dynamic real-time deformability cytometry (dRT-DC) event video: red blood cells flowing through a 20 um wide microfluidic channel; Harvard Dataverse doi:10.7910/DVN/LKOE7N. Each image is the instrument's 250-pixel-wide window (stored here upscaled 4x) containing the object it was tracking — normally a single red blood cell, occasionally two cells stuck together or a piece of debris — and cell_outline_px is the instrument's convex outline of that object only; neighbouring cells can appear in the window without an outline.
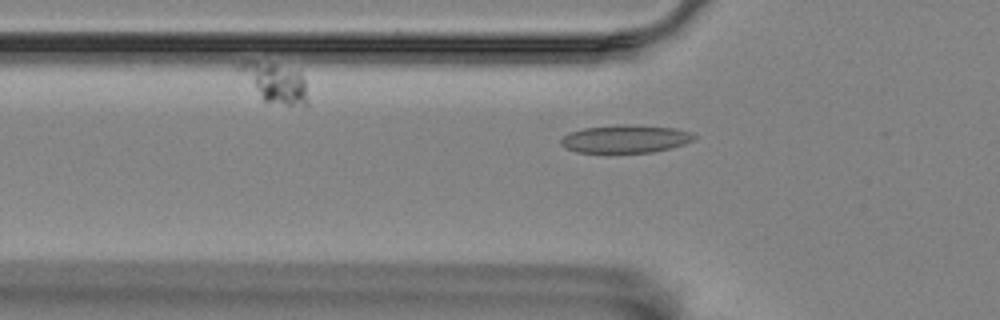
{"species": "Egyptian fruit bat (a non-hibernating species)", "species_latin": "Rousettus aegyptiacus", "temperature_condition": "room temperature", "stored_images_in_passage": 45, "camera_frame_rate_fps": 3000, "um_per_image_px": 0.085, "animal": {"sex": "female"}, "frame": {"image": 1, "passage_image": 6, "time_ms": 1.667, "image_size_px": [1000, 320], "cell_outline_px": [[696, 136], [692, 140], [684, 144], [652, 152], [576, 152], [560, 144], [560, 140], [568, 132], [584, 128], [616, 124], [636, 124], [676, 128], [692, 132]], "centroid_in_image_um": [53.16, 11.78], "position_along_channel_um": 72.6, "area_um2": 21.73}}
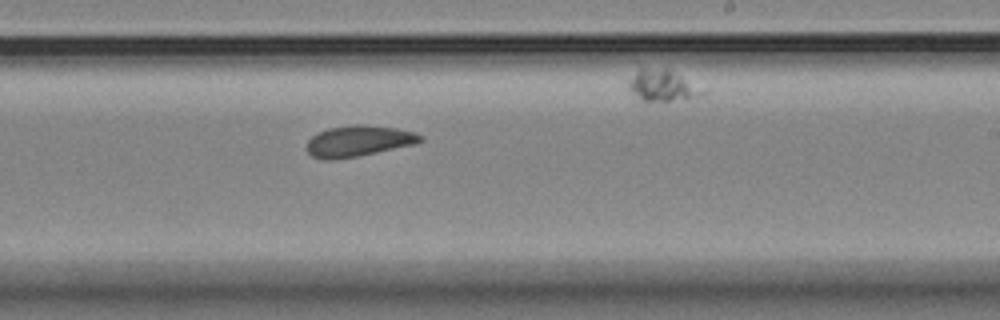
{"frame": {"image": 2, "passage_image": 22, "time_ms": 7.0, "image_size_px": [1000, 320], "cell_outline_px": [[424, 140], [416, 144], [356, 156], [332, 160], [324, 160], [312, 156], [308, 152], [308, 140], [316, 132], [328, 128], [352, 124], [360, 124], [396, 128], [416, 132], [424, 136]], "centroid_in_image_um": [30.49, 11.97], "position_along_channel_um": 258.5, "area_um2": 20.58}}
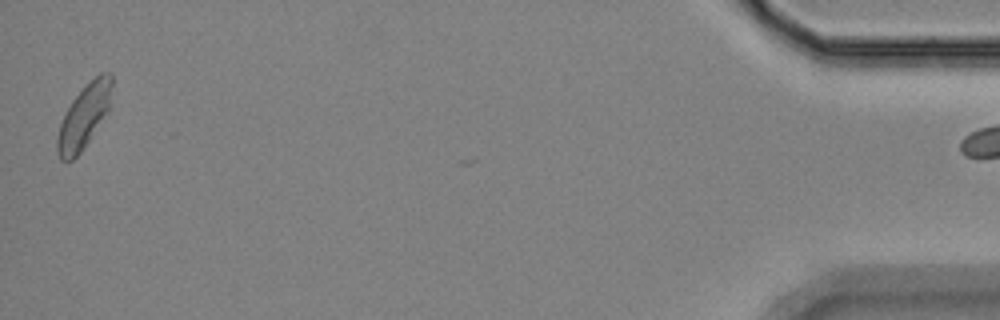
{"frame": {"image": 3, "passage_image": 44, "time_ms": 14.333, "image_size_px": [1000, 320], "cell_outline_px": [[112, 84], [108, 112], [80, 152], [72, 160], [60, 160], [56, 152], [56, 140], [60, 124], [72, 100], [100, 72], [112, 72]], "centroid_in_image_um": [7.14, 9.9], "position_along_channel_um": 428.1, "area_um2": 19.77}}